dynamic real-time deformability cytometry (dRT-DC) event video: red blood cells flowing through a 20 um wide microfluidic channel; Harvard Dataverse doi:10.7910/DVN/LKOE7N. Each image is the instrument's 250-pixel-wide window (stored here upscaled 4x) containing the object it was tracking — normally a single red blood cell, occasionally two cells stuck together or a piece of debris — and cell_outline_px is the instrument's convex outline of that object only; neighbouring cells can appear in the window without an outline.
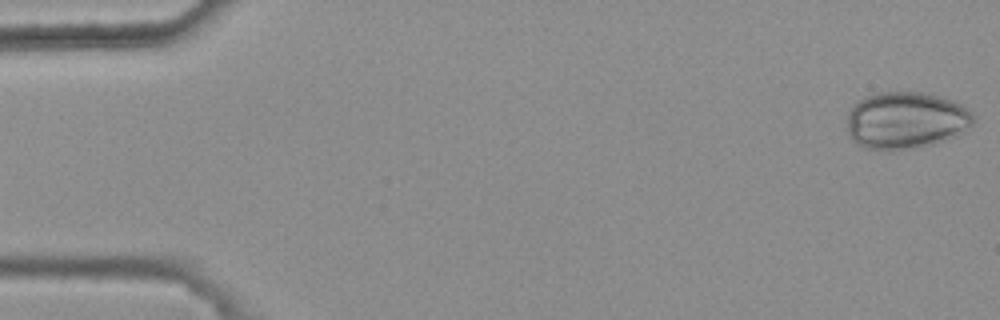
{"species": "common noctule bat (a hibernating species)", "species_latin": "Nyctalus noctula", "temperature_condition": "warm", "stored_images_in_passage": 11, "camera_frame_rate_fps": 3000, "um_per_image_px": 0.085, "animal": {"sex": "female", "body_mass_g": 25.1}, "frame": {"image": 1, "passage_image": 1, "time_ms": 0.0, "image_size_px": [1000, 320], "cell_outline_px": [[976, 116], [972, 124], [964, 132], [956, 136], [932, 144], [912, 148], [888, 152], [864, 148], [856, 144], [852, 140], [848, 132], [848, 112], [860, 100], [876, 92], [920, 92], [952, 100], [960, 104], [972, 112]], "centroid_in_image_um": [77.0, 10.26], "position_along_channel_um": 8.0, "area_um2": 42.19}}